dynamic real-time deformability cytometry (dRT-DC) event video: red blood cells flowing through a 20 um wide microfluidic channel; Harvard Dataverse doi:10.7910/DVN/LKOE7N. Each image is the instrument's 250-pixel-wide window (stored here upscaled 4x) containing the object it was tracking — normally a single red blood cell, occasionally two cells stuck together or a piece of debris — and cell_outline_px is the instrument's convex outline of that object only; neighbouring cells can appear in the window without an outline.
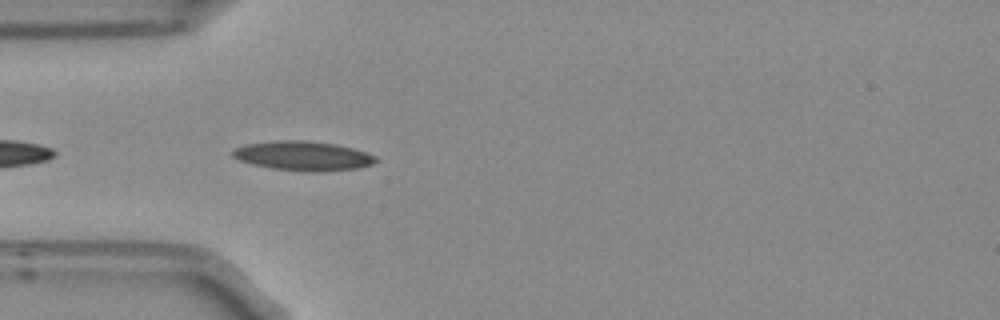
{"species": "Egyptian fruit bat (a non-hibernating species)", "species_latin": "Rousettus aegyptiacus", "temperature_condition": "room temperature", "stored_images_in_passage": 3, "camera_frame_rate_fps": 3000, "um_per_image_px": 0.085, "frame": {"image": 1, "passage_image": 3, "time_ms": 0.667, "image_size_px": [1000, 320], "cell_outline_px": [[380, 160], [372, 164], [356, 168], [320, 172], [312, 172], [272, 168], [252, 164], [240, 160], [232, 156], [232, 152], [236, 148], [244, 144], [276, 140], [304, 140], [336, 144], [352, 148], [376, 156]], "centroid_in_image_um": [25.77, 13.24], "position_along_channel_um": 59.2, "area_um2": 24.45}}